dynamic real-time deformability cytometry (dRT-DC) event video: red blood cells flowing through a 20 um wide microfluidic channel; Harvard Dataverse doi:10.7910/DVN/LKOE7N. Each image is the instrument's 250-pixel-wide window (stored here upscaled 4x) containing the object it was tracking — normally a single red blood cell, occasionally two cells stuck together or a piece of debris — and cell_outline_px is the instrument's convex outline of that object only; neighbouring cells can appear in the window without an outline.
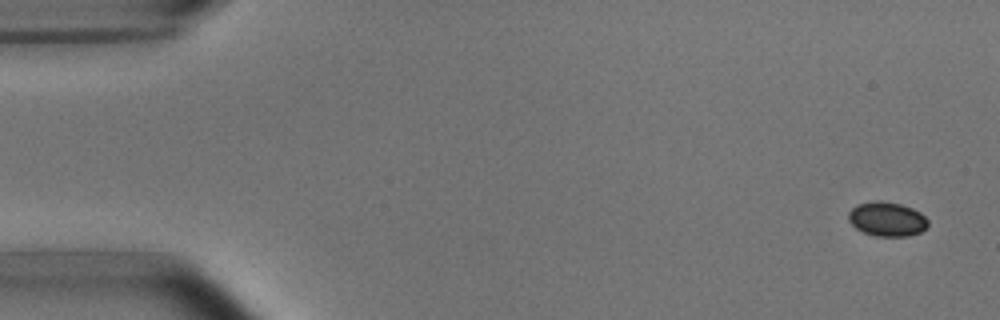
{"species": "common noctule bat (a hibernating species)", "species_latin": "Nyctalus noctula", "temperature_condition": "room temperature", "stored_images_in_passage": 5, "camera_frame_rate_fps": 3000, "um_per_image_px": 0.085, "animal": {"sex": "male", "body_mass_g": 15.6}, "frame": {"image": 1, "passage_image": 1, "time_ms": 0.0, "image_size_px": [1000, 320], "cell_outline_px": [[928, 228], [920, 232], [908, 236], [876, 236], [864, 232], [856, 228], [848, 220], [848, 212], [856, 204], [872, 200], [880, 200], [900, 204], [912, 208], [920, 212], [928, 220]], "centroid_in_image_um": [75.39, 18.61], "position_along_channel_um": 9.6, "area_um2": 16.07}}
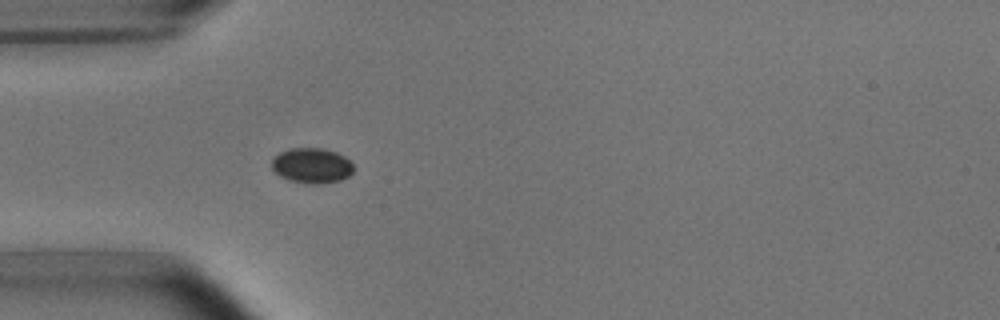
{"frame": {"image": 2, "passage_image": 5, "time_ms": 4.667, "image_size_px": [1000, 320], "cell_outline_px": [[352, 172], [348, 176], [340, 180], [316, 184], [308, 184], [288, 180], [280, 176], [272, 168], [272, 160], [280, 152], [288, 148], [320, 148], [336, 152], [344, 156], [352, 164]], "centroid_in_image_um": [26.48, 14.07], "position_along_channel_um": 58.5, "area_um2": 16.65}}